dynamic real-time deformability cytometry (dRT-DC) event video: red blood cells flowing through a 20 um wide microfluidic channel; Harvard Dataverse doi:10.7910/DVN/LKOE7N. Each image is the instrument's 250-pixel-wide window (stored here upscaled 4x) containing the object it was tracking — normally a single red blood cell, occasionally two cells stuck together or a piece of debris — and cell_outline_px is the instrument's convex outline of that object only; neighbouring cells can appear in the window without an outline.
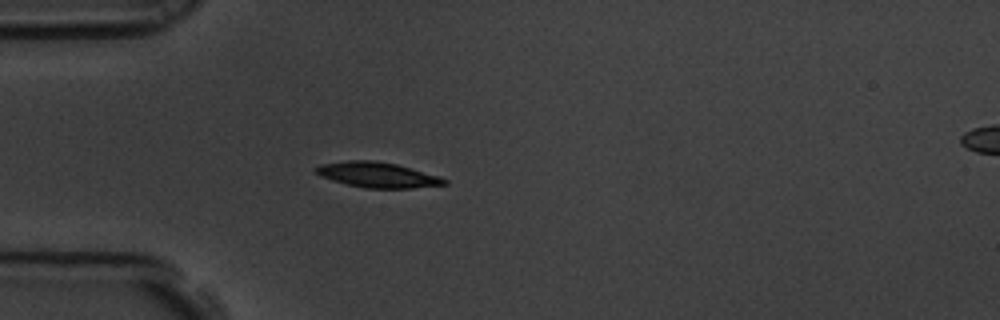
{"species": "common noctule bat (a hibernating species)", "species_latin": "Nyctalus noctula", "temperature_condition": "room temperature", "stored_images_in_passage": 5, "camera_frame_rate_fps": 3000, "um_per_image_px": 0.085, "animal": {"sex": "male", "body_mass_g": 19.5, "forearm_length_mm": 54.6}, "frame": {"image": 1, "passage_image": 4, "time_ms": 1.0, "image_size_px": [1000, 320], "cell_outline_px": [[448, 184], [412, 188], [364, 188], [332, 180], [320, 176], [316, 172], [316, 168], [320, 164], [348, 160], [372, 160], [396, 164], [440, 176], [448, 180]], "centroid_in_image_um": [32.11, 14.86], "position_along_channel_um": 52.9, "area_um2": 18.84}}